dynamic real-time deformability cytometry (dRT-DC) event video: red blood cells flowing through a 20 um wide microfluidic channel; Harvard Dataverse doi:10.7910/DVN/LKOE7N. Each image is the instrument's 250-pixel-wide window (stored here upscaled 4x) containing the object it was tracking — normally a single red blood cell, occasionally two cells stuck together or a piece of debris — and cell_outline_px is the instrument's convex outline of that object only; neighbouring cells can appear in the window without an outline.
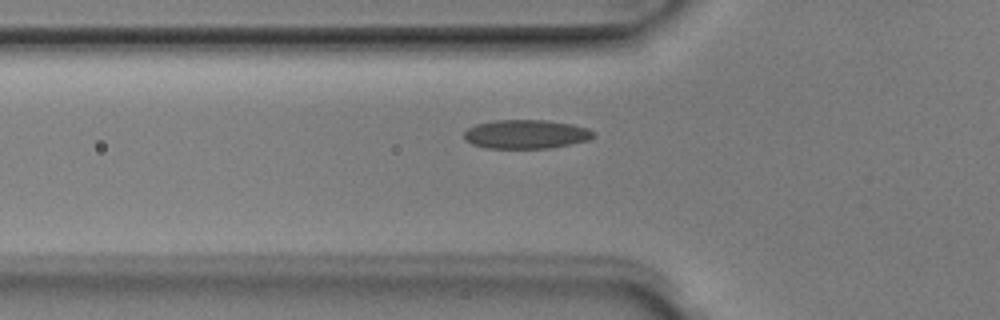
{"species": "Egyptian fruit bat (a non-hibernating species)", "species_latin": "Rousettus aegyptiacus", "temperature_condition": "room temperature", "stored_images_in_passage": 4, "camera_frame_rate_fps": 3000, "um_per_image_px": 0.085, "animal": {"sex": "male"}, "frame": {"image": 1, "passage_image": 4, "time_ms": 1.0, "image_size_px": [1000, 320], "cell_outline_px": [[596, 132], [588, 140], [548, 148], [488, 148], [472, 144], [464, 140], [464, 132], [468, 128], [476, 124], [492, 120], [544, 120], [572, 124], [588, 128]], "centroid_in_image_um": [44.68, 11.4], "position_along_channel_um": 81.1, "area_um2": 21.73}}